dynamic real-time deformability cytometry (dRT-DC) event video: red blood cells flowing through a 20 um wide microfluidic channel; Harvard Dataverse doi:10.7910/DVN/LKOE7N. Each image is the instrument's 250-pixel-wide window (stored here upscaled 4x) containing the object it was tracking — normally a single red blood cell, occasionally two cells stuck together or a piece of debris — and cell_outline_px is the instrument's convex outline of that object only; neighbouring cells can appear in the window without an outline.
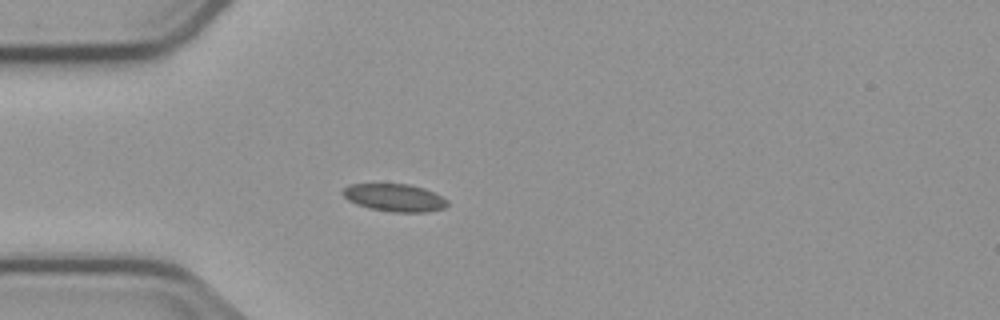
{"species": "common noctule bat (a hibernating species)", "species_latin": "Nyctalus noctula", "temperature_condition": "cold", "stored_images_in_passage": 4, "camera_frame_rate_fps": 3000, "um_per_image_px": 0.085, "animal": {"sex": "male", "body_mass_g": 23.1, "forearm_length_mm": 52.7}, "frame": {"image": 1, "passage_image": 3, "time_ms": 2.667, "image_size_px": [1000, 320], "cell_outline_px": [[448, 204], [444, 208], [428, 212], [392, 212], [368, 208], [356, 204], [348, 200], [340, 192], [348, 184], [408, 184], [424, 188], [448, 200]], "centroid_in_image_um": [33.51, 16.8], "position_along_channel_um": 51.5, "area_um2": 16.88}}